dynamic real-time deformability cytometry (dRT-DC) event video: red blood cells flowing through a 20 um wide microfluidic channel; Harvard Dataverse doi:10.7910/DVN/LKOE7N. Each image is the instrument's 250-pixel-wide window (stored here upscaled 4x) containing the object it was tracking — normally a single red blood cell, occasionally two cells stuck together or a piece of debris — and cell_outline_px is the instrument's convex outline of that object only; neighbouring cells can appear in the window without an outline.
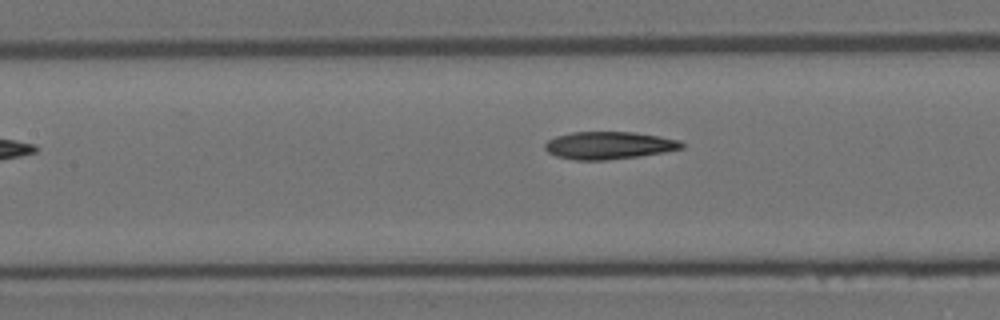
{"species": "Egyptian fruit bat (a non-hibernating species)", "species_latin": "Rousettus aegyptiacus", "temperature_condition": "room temperature", "stored_images_in_passage": 8, "camera_frame_rate_fps": 3000, "um_per_image_px": 0.085, "animal": {"sex": "female"}, "frame": {"image": 1, "passage_image": 8, "time_ms": 9.0, "image_size_px": [1000, 320], "cell_outline_px": [[684, 148], [664, 152], [640, 156], [604, 160], [576, 160], [556, 156], [548, 152], [544, 148], [544, 144], [548, 140], [556, 136], [572, 132], [632, 132], [680, 140], [684, 144]], "centroid_in_image_um": [51.74, 12.36], "position_along_channel_um": 155.7, "area_um2": 21.85}}